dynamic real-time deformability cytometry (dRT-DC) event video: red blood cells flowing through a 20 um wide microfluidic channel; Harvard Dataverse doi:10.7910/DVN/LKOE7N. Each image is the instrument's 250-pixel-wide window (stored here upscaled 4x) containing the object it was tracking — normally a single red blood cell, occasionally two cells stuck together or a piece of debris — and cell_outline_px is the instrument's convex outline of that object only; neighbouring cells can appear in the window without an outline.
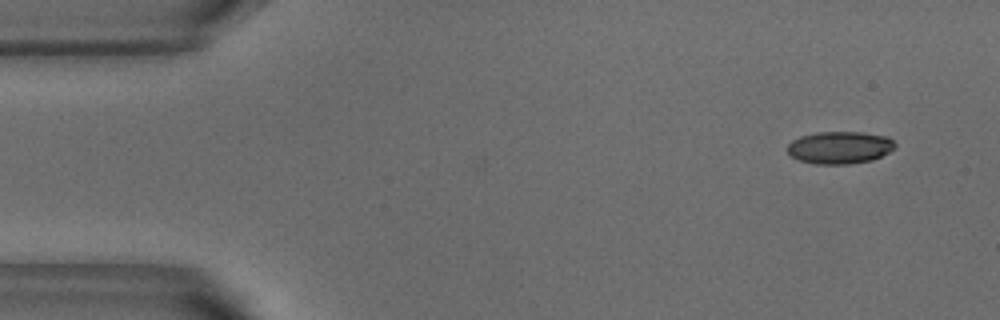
{"species": "common noctule bat (a hibernating species)", "species_latin": "Nyctalus noctula", "temperature_condition": "warm", "stored_images_in_passage": 7, "camera_frame_rate_fps": 3000, "um_per_image_px": 0.085, "animal": {"sex": "male", "body_mass_g": 18.8}, "frame": {"image": 1, "passage_image": 1, "time_ms": 0.0, "image_size_px": [1000, 320], "cell_outline_px": [[896, 148], [872, 160], [848, 164], [816, 164], [800, 160], [792, 156], [784, 148], [792, 140], [800, 136], [816, 132], [860, 132], [888, 136], [896, 144]], "centroid_in_image_um": [71.36, 12.53], "position_along_channel_um": 13.6, "area_um2": 20.4}}